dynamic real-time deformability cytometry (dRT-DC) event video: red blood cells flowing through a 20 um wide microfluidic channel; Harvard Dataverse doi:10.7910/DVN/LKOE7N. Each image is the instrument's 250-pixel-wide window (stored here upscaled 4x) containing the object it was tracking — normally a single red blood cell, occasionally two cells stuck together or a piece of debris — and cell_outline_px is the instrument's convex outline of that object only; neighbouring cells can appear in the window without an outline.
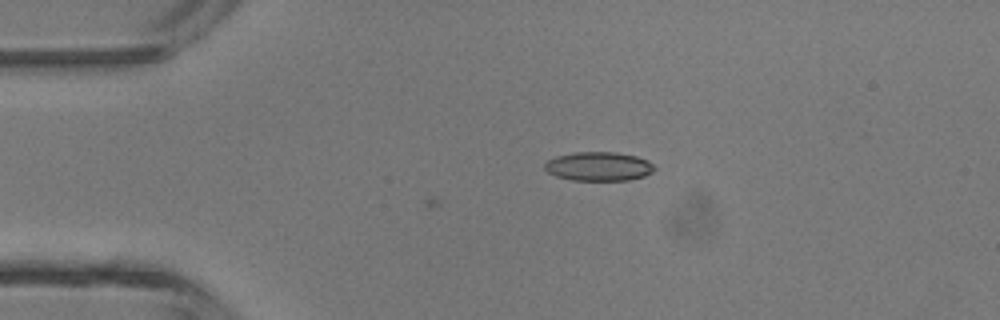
{"species": "common noctule bat (a hibernating species)", "species_latin": "Nyctalus noctula", "temperature_condition": "room temperature", "stored_images_in_passage": 7, "camera_frame_rate_fps": 3000, "um_per_image_px": 0.085, "animal": {"sex": "male", "body_mass_g": 13.3}, "frame": {"image": 1, "passage_image": 7, "time_ms": 2.0, "image_size_px": [1000, 320], "cell_outline_px": [[656, 168], [652, 172], [644, 176], [628, 180], [572, 180], [556, 176], [548, 172], [544, 168], [544, 164], [548, 160], [556, 156], [576, 152], [616, 152], [636, 156], [648, 160]], "centroid_in_image_um": [50.89, 14.14], "position_along_channel_um": 34.1, "area_um2": 18.5}}